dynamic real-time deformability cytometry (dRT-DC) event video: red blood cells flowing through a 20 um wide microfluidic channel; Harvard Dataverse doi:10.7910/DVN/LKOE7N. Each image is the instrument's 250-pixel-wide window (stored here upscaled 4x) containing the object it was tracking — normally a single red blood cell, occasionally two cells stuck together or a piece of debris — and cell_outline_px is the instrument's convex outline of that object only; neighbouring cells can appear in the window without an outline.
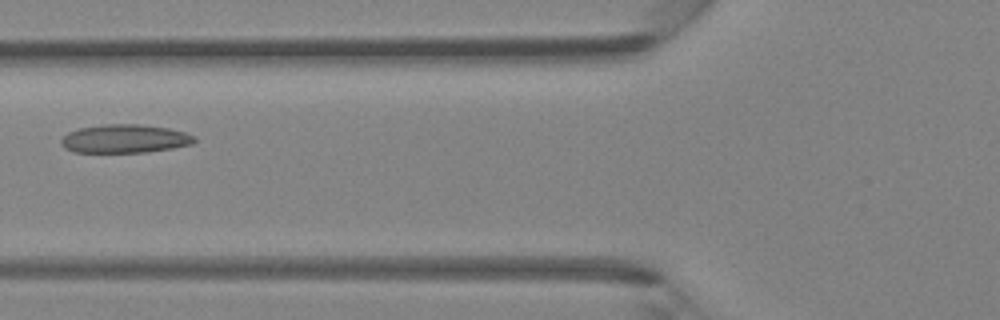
{"species": "Egyptian fruit bat (a non-hibernating species)", "species_latin": "Rousettus aegyptiacus", "temperature_condition": "room temperature", "stored_images_in_passage": 2, "camera_frame_rate_fps": 3000, "um_per_image_px": 0.085, "animal": {"sex": "female"}, "frame": {"image": 1, "passage_image": 2, "time_ms": 0.333, "image_size_px": [1000, 320], "cell_outline_px": [[196, 140], [192, 144], [172, 148], [148, 152], [72, 152], [64, 148], [60, 144], [60, 140], [68, 132], [80, 128], [104, 124], [136, 124], [168, 128], [184, 132], [196, 136]], "centroid_in_image_um": [10.59, 11.79], "position_along_channel_um": 115.2, "area_um2": 22.14}}